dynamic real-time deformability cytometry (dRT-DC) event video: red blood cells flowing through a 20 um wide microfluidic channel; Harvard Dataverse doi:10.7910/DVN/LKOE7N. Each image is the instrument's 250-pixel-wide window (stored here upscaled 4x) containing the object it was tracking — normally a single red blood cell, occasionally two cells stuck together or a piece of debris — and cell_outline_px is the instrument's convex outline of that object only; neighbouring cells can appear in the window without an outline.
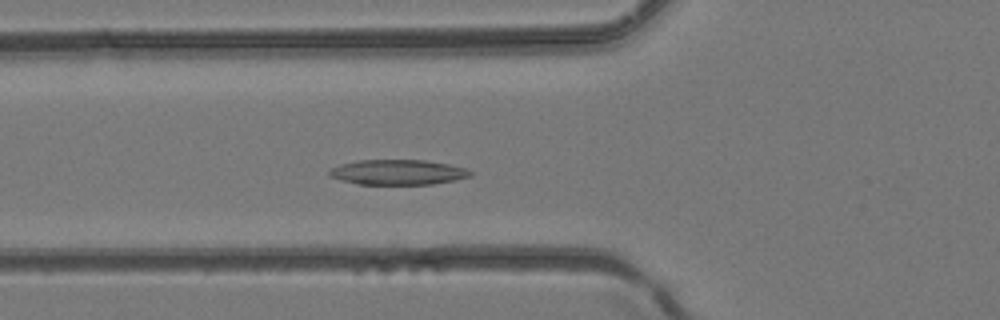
{"species": "common noctule bat (a hibernating species)", "species_latin": "Nyctalus noctula", "temperature_condition": "room temperature", "stored_images_in_passage": 33, "camera_frame_rate_fps": 3000, "um_per_image_px": 0.085, "animal": {"sex": "female", "body_mass_g": 24.6, "forearm_length_mm": 56.2}, "frame": {"image": 1, "passage_image": 11, "time_ms": 3.333, "image_size_px": [1000, 320], "cell_outline_px": [[472, 176], [456, 180], [432, 184], [360, 184], [340, 180], [328, 176], [328, 172], [332, 168], [340, 164], [356, 160], [424, 160], [448, 164], [464, 168], [472, 172]], "centroid_in_image_um": [33.8, 14.64], "position_along_channel_um": 92.0, "area_um2": 20.63}}
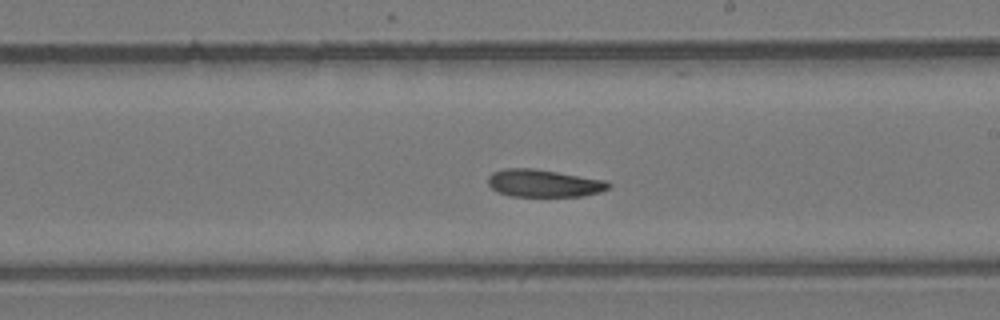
{"frame": {"image": 2, "passage_image": 20, "time_ms": 6.333, "image_size_px": [1000, 320], "cell_outline_px": [[612, 184], [608, 188], [600, 192], [580, 196], [512, 196], [496, 192], [488, 184], [488, 176], [492, 172], [504, 168], [536, 168], [608, 180]], "centroid_in_image_um": [46.22, 15.56], "position_along_channel_um": 242.8, "area_um2": 19.59}}
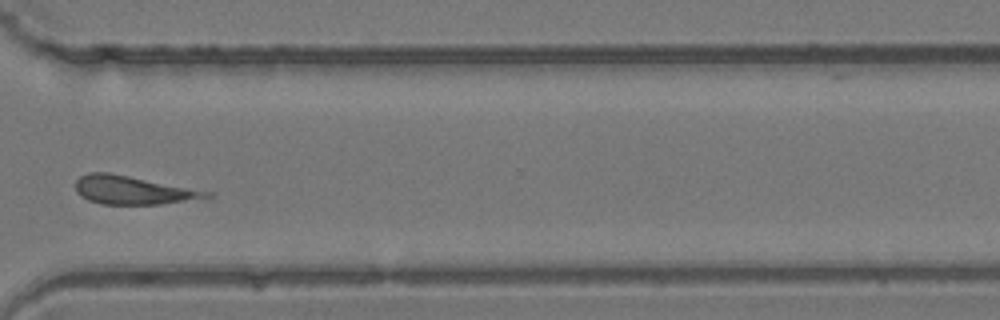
{"frame": {"image": 3, "passage_image": 27, "time_ms": 8.667, "image_size_px": [1000, 320], "cell_outline_px": [[216, 196], [212, 200], [160, 204], [100, 204], [88, 200], [80, 196], [76, 192], [76, 180], [80, 176], [88, 172], [108, 172], [212, 192]], "centroid_in_image_um": [11.42, 16.19], "position_along_channel_um": 359.2, "area_um2": 22.2}}